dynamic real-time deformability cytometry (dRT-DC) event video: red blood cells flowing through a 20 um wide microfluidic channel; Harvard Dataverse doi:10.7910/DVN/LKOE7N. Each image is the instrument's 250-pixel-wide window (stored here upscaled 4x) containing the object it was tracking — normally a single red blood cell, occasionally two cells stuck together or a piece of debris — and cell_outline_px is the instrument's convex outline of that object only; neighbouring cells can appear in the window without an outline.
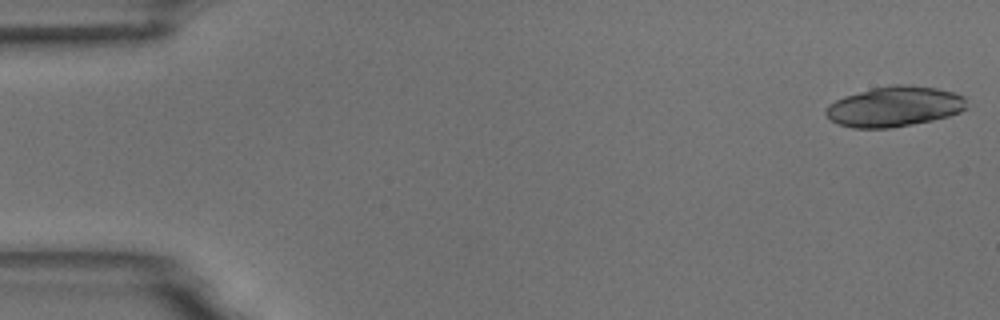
{"species": "common noctule bat (a hibernating species)", "species_latin": "Nyctalus noctula", "temperature_condition": "room temperature", "stored_images_in_passage": 20, "camera_frame_rate_fps": 3000, "um_per_image_px": 0.085, "animal": {"sex": "male", "body_mass_g": 18.8}, "frame": {"image": 1, "passage_image": 1, "time_ms": 0.0, "image_size_px": [1000, 320], "cell_outline_px": [[968, 108], [960, 112], [948, 116], [932, 120], [892, 128], [852, 128], [840, 124], [832, 120], [824, 112], [828, 104], [844, 96], [872, 88], [892, 84], [908, 84], [936, 88], [952, 92], [964, 96]], "centroid_in_image_um": [76.04, 9.05], "position_along_channel_um": 9.0, "area_um2": 33.06}}